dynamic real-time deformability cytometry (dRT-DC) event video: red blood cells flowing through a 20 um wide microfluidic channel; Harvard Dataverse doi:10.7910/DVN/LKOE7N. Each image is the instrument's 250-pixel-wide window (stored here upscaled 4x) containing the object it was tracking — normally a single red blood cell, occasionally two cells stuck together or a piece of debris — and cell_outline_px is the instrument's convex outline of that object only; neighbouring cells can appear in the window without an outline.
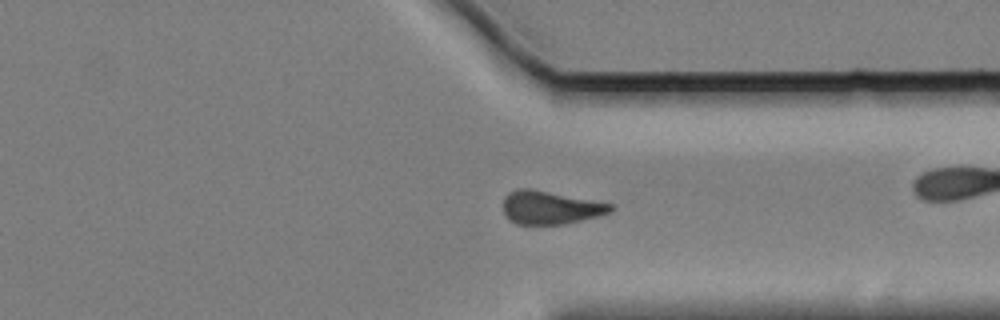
{"species": "Egyptian fruit bat (a non-hibernating species)", "species_latin": "Rousettus aegyptiacus", "temperature_condition": "cold", "stored_images_in_passage": 52, "camera_frame_rate_fps": 3000, "um_per_image_px": 0.085, "animal": {"sex": "female"}, "frame": {"image": 1, "passage_image": 37, "time_ms": 12.0, "image_size_px": [1000, 320], "cell_outline_px": [[616, 208], [612, 212], [600, 216], [568, 224], [516, 224], [504, 212], [504, 196], [508, 192], [516, 188], [532, 188], [612, 204]], "centroid_in_image_um": [46.82, 17.63], "position_along_channel_um": 364.6, "area_um2": 20.98}}
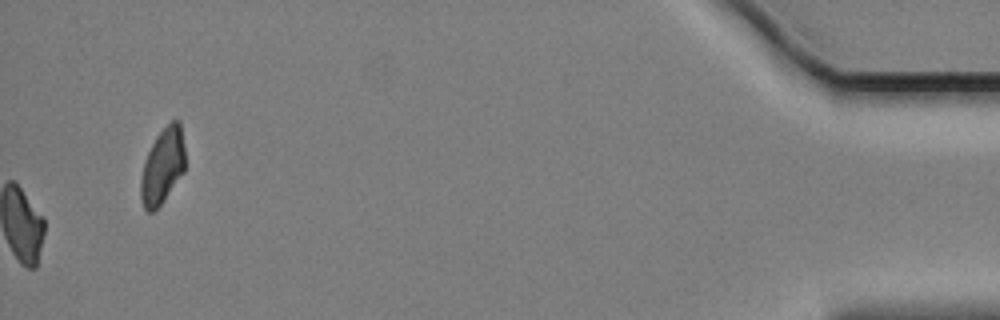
{"frame": {"image": 2, "passage_image": 52, "time_ms": 17.0, "image_size_px": [1000, 320], "cell_outline_px": [[184, 172], [160, 204], [152, 212], [148, 212], [144, 208], [140, 196], [140, 180], [144, 160], [156, 136], [172, 120], [180, 120], [184, 148]], "centroid_in_image_um": [13.8, 14.11], "position_along_channel_um": 421.4, "area_um2": 19.31}, "authors_computed_cell_mechanics": {"area_um2": 21.2993, "velocity_mm_per_s": 3.3945, "shape_relaxation_time_tau1_ms": null, "shape_relaxation_time_tau2_ms": 9.9773, "deformation_change_tau1": null, "deformation_change_tau2": 0.1597}}